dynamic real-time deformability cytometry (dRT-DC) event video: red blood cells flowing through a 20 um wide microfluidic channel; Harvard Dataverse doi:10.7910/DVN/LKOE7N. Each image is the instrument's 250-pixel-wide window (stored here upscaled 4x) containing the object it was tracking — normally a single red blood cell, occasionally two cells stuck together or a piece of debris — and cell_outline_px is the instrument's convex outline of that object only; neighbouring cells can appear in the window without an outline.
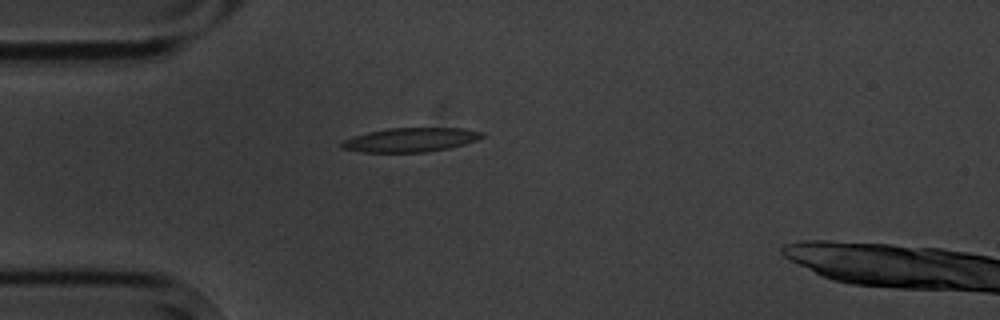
{"species": "common noctule bat (a hibernating species)", "species_latin": "Nyctalus noctula", "temperature_condition": "cold", "stored_images_in_passage": 2, "camera_frame_rate_fps": 3000, "um_per_image_px": 0.085, "animal": {"sex": "male", "body_mass_g": 20.1, "forearm_length_mm": 53.5}, "frame": {"image": 1, "passage_image": 1, "time_ms": 0.0, "image_size_px": [1000, 320], "cell_outline_px": [[484, 136], [476, 140], [452, 148], [424, 152], [360, 152], [340, 148], [340, 144], [344, 140], [352, 136], [368, 132], [388, 128], [464, 128], [484, 132]], "centroid_in_image_um": [34.89, 11.88], "position_along_channel_um": 50.1, "area_um2": 19.83}}